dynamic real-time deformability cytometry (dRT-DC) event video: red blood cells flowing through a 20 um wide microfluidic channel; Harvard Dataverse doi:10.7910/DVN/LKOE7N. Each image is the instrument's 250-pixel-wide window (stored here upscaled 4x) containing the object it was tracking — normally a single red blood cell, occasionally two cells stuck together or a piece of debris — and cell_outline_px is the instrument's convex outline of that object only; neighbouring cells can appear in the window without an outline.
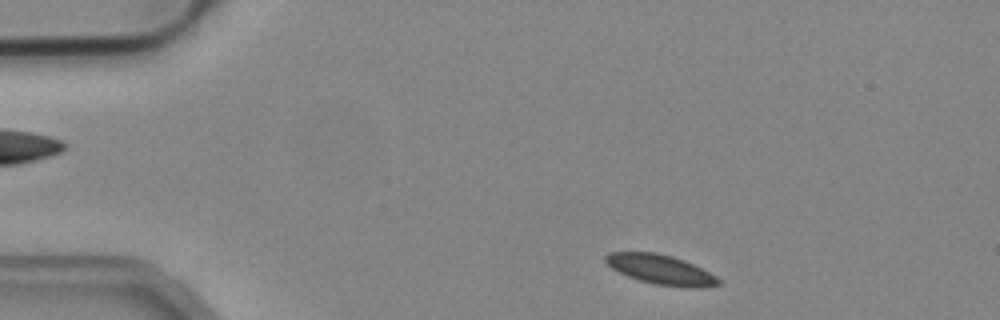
{"species": "common noctule bat (a hibernating species)", "species_latin": "Nyctalus noctula", "temperature_condition": "cold", "stored_images_in_passage": 47, "camera_frame_rate_fps": 3000, "um_per_image_px": 0.085, "animal": {"sex": "male", "body_mass_g": 19.2, "forearm_length_mm": 51.8}, "frame": {"image": 1, "passage_image": 2, "time_ms": 0.333, "image_size_px": [1000, 320], "cell_outline_px": [[720, 284], [700, 288], [688, 288], [656, 284], [640, 280], [628, 276], [612, 268], [604, 260], [604, 256], [608, 252], [656, 252], [672, 256], [684, 260], [716, 276], [720, 280]], "centroid_in_image_um": [56.15, 22.91], "position_along_channel_um": 28.8, "area_um2": 19.36}}
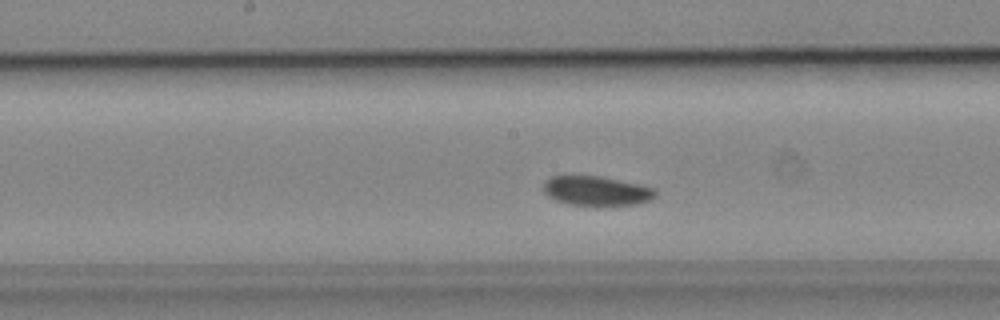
{"frame": {"image": 2, "passage_image": 20, "time_ms": 6.333, "image_size_px": [1000, 320], "cell_outline_px": [[656, 196], [648, 200], [636, 204], [568, 204], [556, 200], [548, 196], [544, 192], [544, 180], [552, 176], [600, 176], [640, 184], [656, 188]], "centroid_in_image_um": [50.7, 16.2], "position_along_channel_um": 197.5, "area_um2": 18.9}}
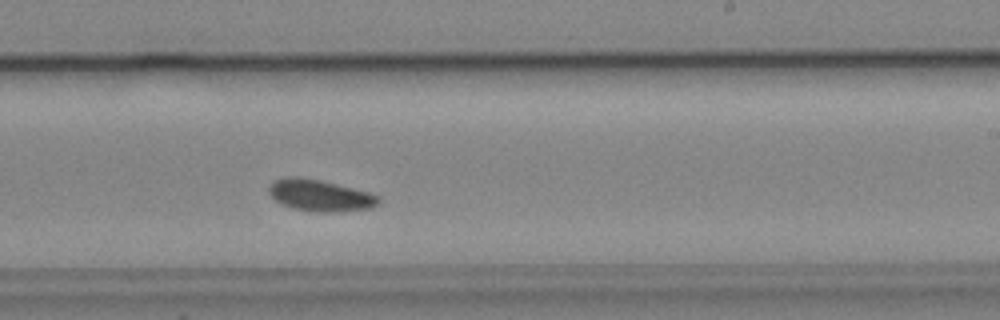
{"frame": {"image": 3, "passage_image": 25, "time_ms": 8.0, "image_size_px": [1000, 320], "cell_outline_px": [[380, 200], [376, 204], [368, 208], [340, 212], [316, 212], [292, 208], [280, 204], [268, 192], [268, 188], [272, 180], [284, 176], [296, 176], [320, 180], [368, 192], [380, 196]], "centroid_in_image_um": [27.14, 16.6], "position_along_channel_um": 261.9, "area_um2": 20.23}, "authors_computed_cell_mechanics": {"area_um2": 19.363, "velocity_mm_per_s": 3.8685, "shape_relaxation_time_tau1_ms": null, "shape_relaxation_time_tau2_ms": 5.9842, "deformation_change_tau1": null, "deformation_change_tau2": 0.0757}}